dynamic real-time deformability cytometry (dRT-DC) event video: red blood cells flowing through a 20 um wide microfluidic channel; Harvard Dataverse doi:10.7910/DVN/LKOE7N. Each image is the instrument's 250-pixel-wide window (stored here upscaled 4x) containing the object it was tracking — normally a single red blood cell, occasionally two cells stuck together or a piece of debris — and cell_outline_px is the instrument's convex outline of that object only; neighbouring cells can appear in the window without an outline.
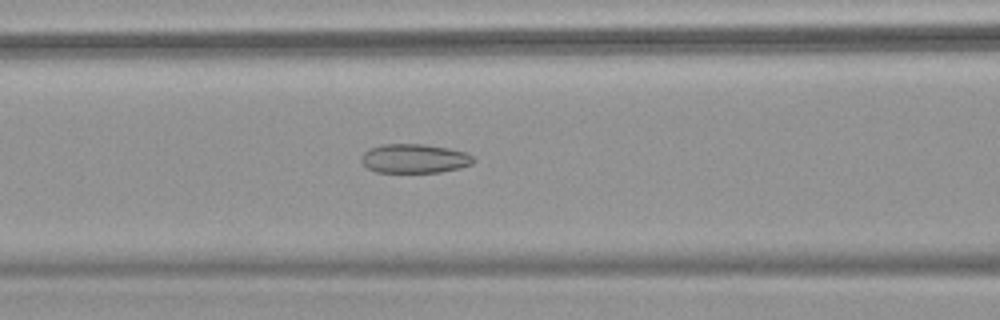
{"species": "common noctule bat (a hibernating species)", "species_latin": "Nyctalus noctula", "temperature_condition": "warm", "stored_images_in_passage": 54, "camera_frame_rate_fps": 3000, "um_per_image_px": 0.085, "animal": {"sex": "female", "body_mass_g": 18.4}, "frame": {"image": 1, "passage_image": 24, "time_ms": 7.667, "image_size_px": [1000, 320], "cell_outline_px": [[476, 160], [472, 164], [460, 168], [440, 172], [376, 172], [368, 168], [360, 160], [364, 152], [368, 148], [380, 144], [424, 144], [448, 148], [464, 152], [472, 156]], "centroid_in_image_um": [35.21, 13.47], "position_along_channel_um": 131.4, "area_um2": 19.07}}
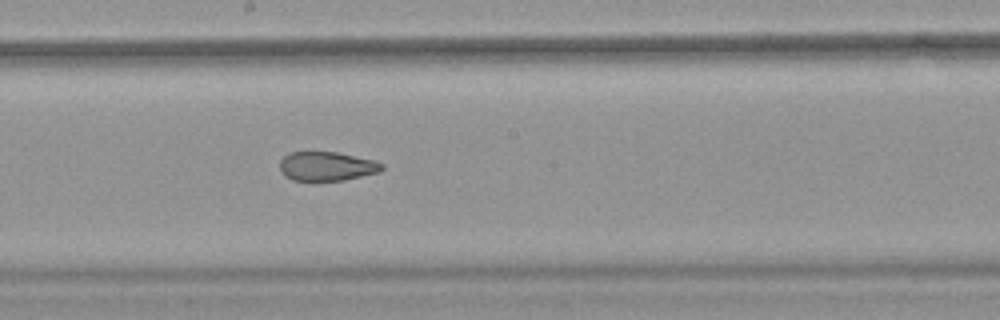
{"frame": {"image": 2, "passage_image": 31, "time_ms": 10.0, "image_size_px": [1000, 320], "cell_outline_px": [[384, 168], [380, 172], [344, 180], [312, 184], [292, 180], [284, 176], [280, 168], [280, 160], [288, 152], [336, 152], [376, 160], [384, 164]], "centroid_in_image_um": [27.76, 14.18], "position_along_channel_um": 220.4, "area_um2": 18.15}, "authors_computed_cell_mechanics": {"area_um2": 23.7269, "velocity_mm_per_s": 3.847, "shape_relaxation_time_tau1_ms": null, "shape_relaxation_time_tau2_ms": 3.95, "deformation_change_tau1": null, "deformation_change_tau2": 0.1355}}